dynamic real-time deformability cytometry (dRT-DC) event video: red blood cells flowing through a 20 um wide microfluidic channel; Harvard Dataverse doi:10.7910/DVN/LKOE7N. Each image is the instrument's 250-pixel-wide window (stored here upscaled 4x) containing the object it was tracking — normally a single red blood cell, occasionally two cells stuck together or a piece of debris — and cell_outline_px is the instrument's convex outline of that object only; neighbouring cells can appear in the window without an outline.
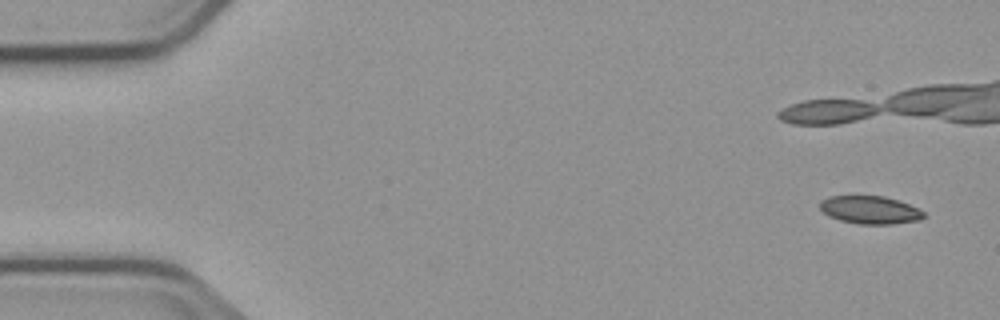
{"species": "common noctule bat (a hibernating species)", "species_latin": "Nyctalus noctula", "temperature_condition": "cold", "stored_images_in_passage": 3, "camera_frame_rate_fps": 3000, "um_per_image_px": 0.085, "animal": {"sex": "male", "body_mass_g": 23.1, "forearm_length_mm": 52.7}, "frame": {"image": 1, "passage_image": 1, "time_ms": 0.0, "image_size_px": [1000, 320], "cell_outline_px": [[924, 216], [920, 220], [892, 224], [860, 224], [840, 220], [828, 216], [820, 208], [820, 200], [832, 196], [884, 196], [908, 204], [924, 212]], "centroid_in_image_um": [73.93, 17.85], "position_along_channel_um": 11.1, "area_um2": 16.7}}